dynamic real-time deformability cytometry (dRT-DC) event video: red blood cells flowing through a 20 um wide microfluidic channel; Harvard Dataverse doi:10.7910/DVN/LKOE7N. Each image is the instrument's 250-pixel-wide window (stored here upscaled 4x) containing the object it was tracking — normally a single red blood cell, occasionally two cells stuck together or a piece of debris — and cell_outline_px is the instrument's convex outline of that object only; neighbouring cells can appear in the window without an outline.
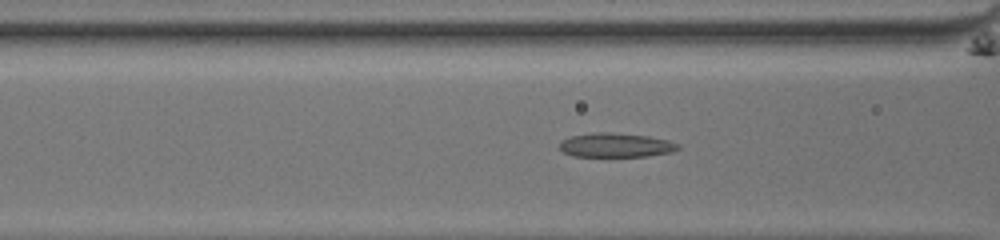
{"species": "common noctule bat (a hibernating species)", "species_latin": "Nyctalus noctula", "temperature_condition": "room temperature", "stored_images_in_passage": 35, "camera_frame_rate_fps": 3000, "um_per_image_px": 0.085, "animal": {"sex": "male", "body_mass_g": 13.0, "forearm_length_mm": 53.1}, "frame": {"image": 1, "passage_image": 6, "time_ms": 1.667, "image_size_px": [1000, 240], "cell_outline_px": [[680, 148], [672, 152], [648, 156], [572, 156], [564, 152], [560, 148], [560, 144], [564, 140], [572, 136], [596, 132], [612, 132], [648, 136], [668, 140], [680, 144]], "centroid_in_image_um": [52.4, 12.33], "position_along_channel_um": 114.2, "area_um2": 16.59}}
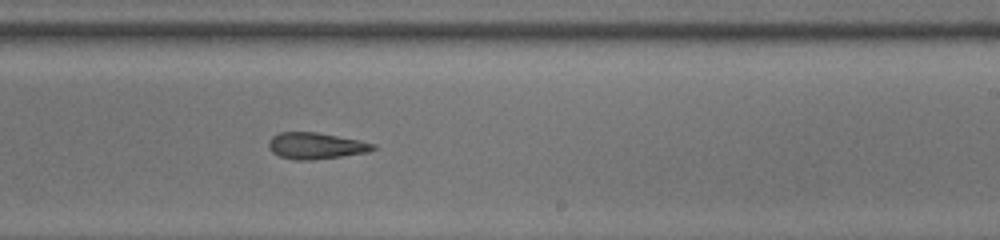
{"frame": {"image": 2, "passage_image": 17, "time_ms": 5.333, "image_size_px": [1000, 240], "cell_outline_px": [[376, 148], [368, 152], [312, 160], [292, 160], [280, 156], [272, 152], [268, 148], [268, 140], [272, 136], [280, 132], [316, 132], [360, 140], [376, 144]], "centroid_in_image_um": [26.82, 12.39], "position_along_channel_um": 262.2, "area_um2": 16.13}}
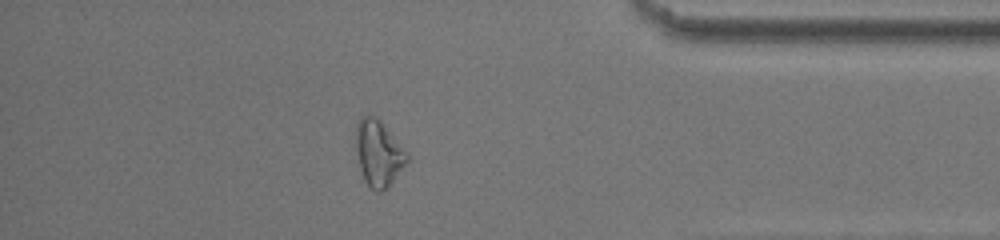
{"frame": {"image": 3, "passage_image": 29, "time_ms": 9.333, "image_size_px": [1000, 240], "cell_outline_px": [[412, 156], [384, 192], [376, 192], [364, 180], [360, 168], [356, 148], [356, 124], [360, 116], [376, 116], [380, 120]], "centroid_in_image_um": [32.2, 13.02], "position_along_channel_um": 403.0, "area_um2": 19.83}, "authors_computed_cell_mechanics": {"area_um2": 16.6464, "velocity_mm_per_s": 4.0239, "shape_relaxation_time_tau1_ms": null, "shape_relaxation_time_tau2_ms": 7.9581, "deformation_change_tau1": null, "deformation_change_tau2": 0.1385}}